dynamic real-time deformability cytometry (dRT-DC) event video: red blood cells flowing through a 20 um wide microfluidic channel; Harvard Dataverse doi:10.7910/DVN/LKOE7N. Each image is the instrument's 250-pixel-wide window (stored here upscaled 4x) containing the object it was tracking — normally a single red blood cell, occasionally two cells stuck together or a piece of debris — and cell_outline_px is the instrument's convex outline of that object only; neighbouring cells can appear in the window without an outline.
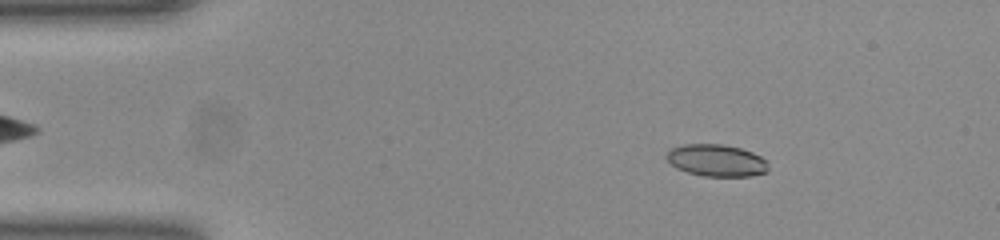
{"species": "common noctule bat (a hibernating species)", "species_latin": "Nyctalus noctula", "temperature_condition": "room temperature", "stored_images_in_passage": 51, "camera_frame_rate_fps": 3000, "um_per_image_px": 0.085, "animal": {"sex": "female", "body_mass_g": 23.0, "forearm_length_mm": 53.4}, "frame": {"image": 1, "passage_image": 7, "time_ms": 2.0, "image_size_px": [1000, 240], "cell_outline_px": [[768, 172], [752, 176], [704, 176], [688, 172], [676, 168], [668, 160], [668, 152], [672, 148], [684, 144], [724, 144], [740, 148], [752, 152], [768, 160]], "centroid_in_image_um": [60.96, 13.64], "position_along_channel_um": 24.0, "area_um2": 18.96}}
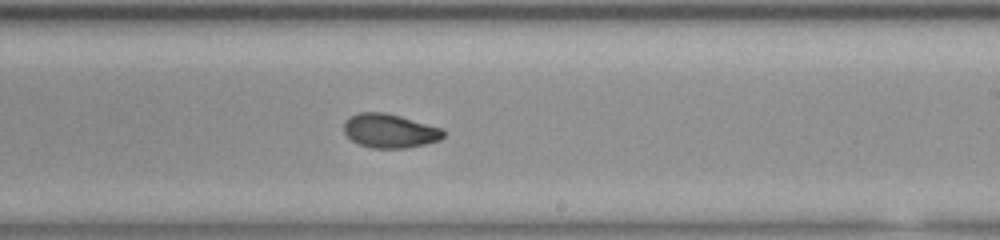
{"frame": {"image": 2, "passage_image": 30, "time_ms": 9.667, "image_size_px": [1000, 240], "cell_outline_px": [[444, 136], [440, 140], [424, 144], [404, 148], [372, 148], [360, 144], [352, 140], [344, 132], [344, 120], [348, 116], [356, 112], [384, 112], [400, 116], [440, 128], [444, 132]], "centroid_in_image_um": [33.08, 11.11], "position_along_channel_um": 255.9, "area_um2": 19.59}}
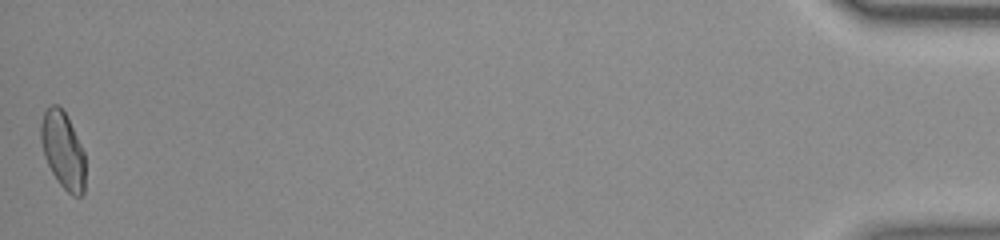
{"frame": {"image": 3, "passage_image": 51, "time_ms": 16.667, "image_size_px": [1000, 240], "cell_outline_px": [[84, 192], [80, 196], [72, 196], [60, 184], [52, 172], [44, 156], [40, 140], [40, 124], [44, 112], [52, 104], [56, 104], [64, 112], [84, 152]], "centroid_in_image_um": [5.32, 12.78], "position_along_channel_um": 429.9, "area_um2": 19.48}, "authors_computed_cell_mechanics": {"area_um2": 19.652, "velocity_mm_per_s": 3.9201, "shape_relaxation_time_tau1_ms": 8.7142, "shape_relaxation_time_tau2_ms": 2.0937, "deformation_change_tau1": 0.2228, "deformation_change_tau2": 0.0613}}